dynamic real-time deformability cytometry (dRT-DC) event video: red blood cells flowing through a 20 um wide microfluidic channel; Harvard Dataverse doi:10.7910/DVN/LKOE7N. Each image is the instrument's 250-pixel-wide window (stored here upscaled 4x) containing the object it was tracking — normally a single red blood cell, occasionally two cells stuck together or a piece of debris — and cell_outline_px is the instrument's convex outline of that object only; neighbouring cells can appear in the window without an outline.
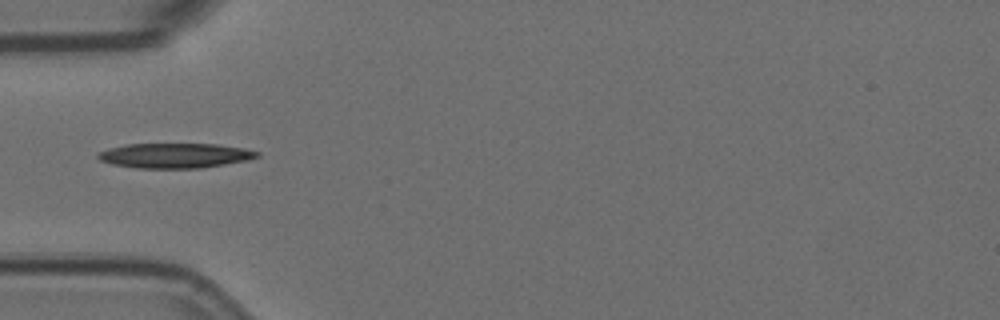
{"species": "Egyptian fruit bat (a non-hibernating species)", "species_latin": "Rousettus aegyptiacus", "temperature_condition": "room temperature", "stored_images_in_passage": 4, "camera_frame_rate_fps": 3000, "um_per_image_px": 0.085, "animal": {"sex": "female"}, "frame": {"image": 1, "passage_image": 4, "time_ms": 1.0, "image_size_px": [1000, 320], "cell_outline_px": [[260, 156], [248, 160], [204, 168], [136, 168], [112, 164], [100, 160], [96, 156], [100, 152], [108, 148], [128, 144], [216, 144], [244, 148], [260, 152]], "centroid_in_image_um": [14.9, 13.22], "position_along_channel_um": 70.1, "area_um2": 23.12}}